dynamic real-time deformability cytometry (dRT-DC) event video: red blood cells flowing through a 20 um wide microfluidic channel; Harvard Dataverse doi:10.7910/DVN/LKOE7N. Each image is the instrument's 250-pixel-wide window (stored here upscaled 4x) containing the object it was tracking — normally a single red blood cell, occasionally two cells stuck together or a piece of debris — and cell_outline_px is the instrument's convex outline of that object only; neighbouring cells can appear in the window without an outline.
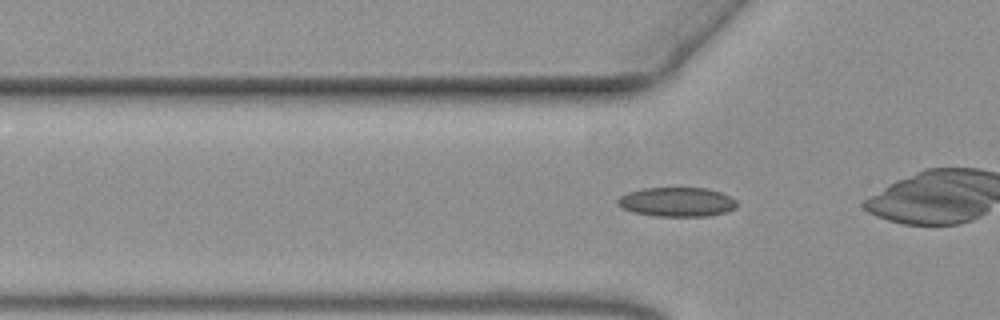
{"species": "common noctule bat (a hibernating species)", "species_latin": "Nyctalus noctula", "temperature_condition": "warm", "stored_images_in_passage": 7, "camera_frame_rate_fps": 3000, "um_per_image_px": 0.085, "animal": {"sex": "female", "body_mass_g": 19.3, "forearm_length_mm": 54.1}, "frame": {"image": 1, "passage_image": 7, "time_ms": 2.0, "image_size_px": [1000, 320], "cell_outline_px": [[736, 208], [724, 212], [708, 216], [656, 216], [632, 212], [620, 208], [616, 204], [616, 200], [620, 196], [628, 192], [644, 188], [704, 188], [720, 192], [736, 200]], "centroid_in_image_um": [57.48, 17.17], "position_along_channel_um": 68.3, "area_um2": 20.35}}